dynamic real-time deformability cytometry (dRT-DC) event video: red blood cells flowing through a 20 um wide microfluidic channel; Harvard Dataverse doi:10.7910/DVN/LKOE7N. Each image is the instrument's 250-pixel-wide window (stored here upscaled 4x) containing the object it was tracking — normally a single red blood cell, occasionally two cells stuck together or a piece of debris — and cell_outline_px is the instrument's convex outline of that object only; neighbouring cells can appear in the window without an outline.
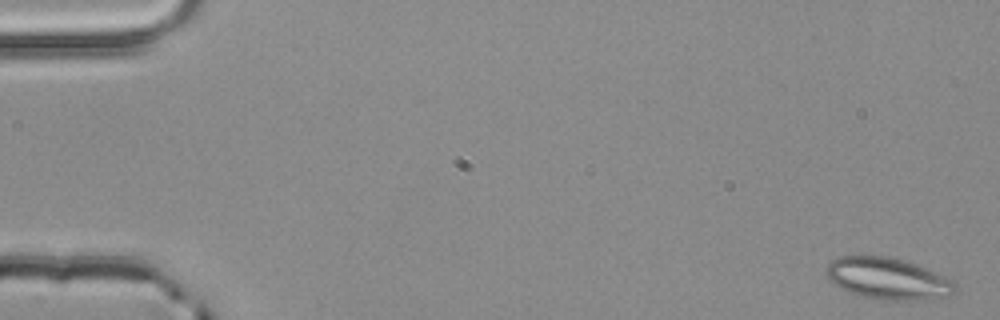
{"species": "common noctule bat (a hibernating species)", "species_latin": "Nyctalus noctula", "temperature_condition": "room temperature", "stored_images_in_passage": 4, "camera_frame_rate_fps": 3000, "um_per_image_px": 0.085, "animal": {"sex": "male", "body_mass_g": 20.4}, "frame": {"image": 1, "passage_image": 1, "time_ms": 0.0, "image_size_px": [1000, 320], "cell_outline_px": [[956, 288], [948, 296], [928, 300], [880, 300], [864, 296], [840, 288], [832, 284], [828, 280], [824, 268], [832, 260], [840, 256], [888, 256], [904, 260], [944, 276], [952, 280], [956, 284]], "centroid_in_image_um": [75.43, 23.68], "position_along_channel_um": 9.6, "area_um2": 31.21}}
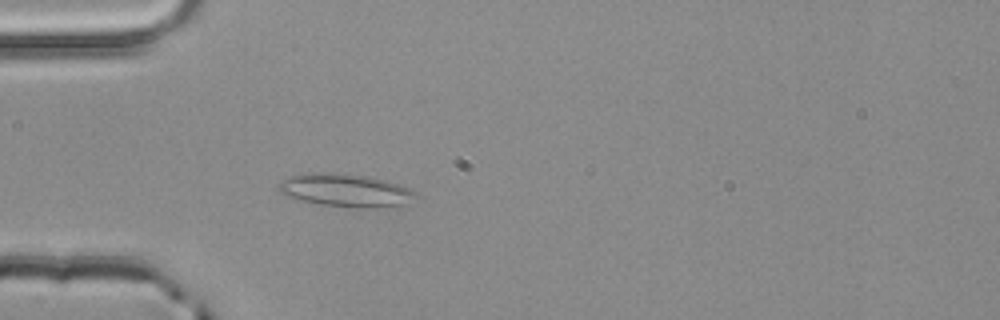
{"frame": {"image": 2, "passage_image": 4, "time_ms": 1.0, "image_size_px": [1000, 320], "cell_outline_px": [[416, 196], [408, 204], [372, 208], [352, 208], [320, 204], [292, 200], [284, 196], [276, 188], [284, 180], [292, 176], [320, 172], [368, 176], [388, 180], [400, 184], [416, 192]], "centroid_in_image_um": [29.38, 16.2], "position_along_channel_um": 55.6, "area_um2": 26.53}}